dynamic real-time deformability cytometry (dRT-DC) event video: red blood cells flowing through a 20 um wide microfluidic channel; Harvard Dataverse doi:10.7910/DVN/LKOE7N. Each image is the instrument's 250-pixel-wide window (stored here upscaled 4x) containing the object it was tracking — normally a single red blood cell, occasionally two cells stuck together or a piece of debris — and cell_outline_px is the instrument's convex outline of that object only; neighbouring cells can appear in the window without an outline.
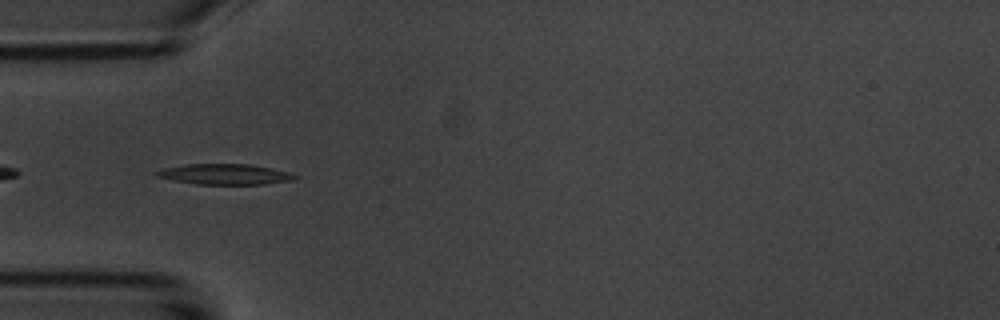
{"species": "common noctule bat (a hibernating species)", "species_latin": "Nyctalus noctula", "temperature_condition": "room temperature", "stored_images_in_passage": 11, "camera_frame_rate_fps": 3000, "um_per_image_px": 0.085, "animal": {"sex": "male", "body_mass_g": 20.1, "forearm_length_mm": 53.5}, "frame": {"image": 1, "passage_image": 1, "time_ms": 0.0, "image_size_px": [1000, 320], "cell_outline_px": [[296, 176], [292, 180], [264, 184], [196, 184], [172, 180], [156, 176], [156, 172], [164, 168], [184, 164], [248, 164], [288, 172]], "centroid_in_image_um": [19.05, 14.81], "position_along_channel_um": 66.0, "area_um2": 16.24}}
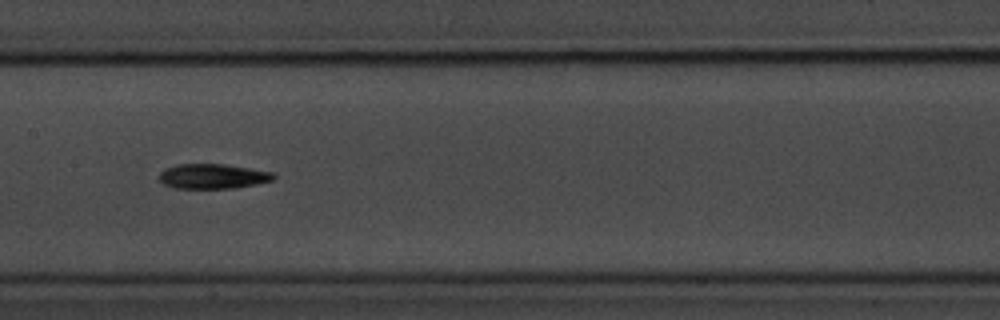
{"frame": {"image": 2, "passage_image": 4, "time_ms": 3.333, "image_size_px": [1000, 320], "cell_outline_px": [[276, 176], [272, 180], [256, 184], [236, 188], [176, 188], [164, 184], [156, 176], [164, 168], [176, 164], [224, 164], [272, 172]], "centroid_in_image_um": [18.03, 14.98], "position_along_channel_um": 189.4, "area_um2": 16.59}}
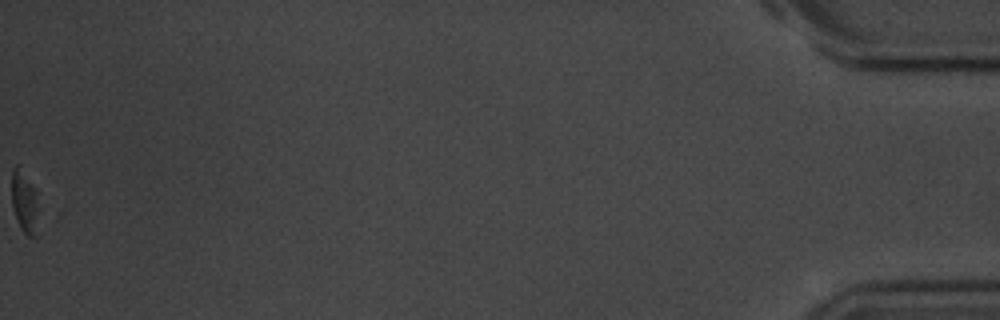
{"frame": {"image": 3, "passage_image": 11, "time_ms": 12.667, "image_size_px": [1000, 320], "cell_outline_px": [[40, 236], [36, 240], [28, 236], [20, 228], [12, 208], [12, 168], [16, 164], [36, 188]], "centroid_in_image_um": [2.14, 17.3], "position_along_channel_um": 433.1, "area_um2": 10.29}, "authors_computed_cell_mechanics": {"area_um2": 16.2418, "velocity_mm_per_s": 3.6923, "shape_relaxation_time_tau1_ms": 3.6524, "shape_relaxation_time_tau2_ms": null, "deformation_change_tau1": 0.1432, "deformation_change_tau2": null}}